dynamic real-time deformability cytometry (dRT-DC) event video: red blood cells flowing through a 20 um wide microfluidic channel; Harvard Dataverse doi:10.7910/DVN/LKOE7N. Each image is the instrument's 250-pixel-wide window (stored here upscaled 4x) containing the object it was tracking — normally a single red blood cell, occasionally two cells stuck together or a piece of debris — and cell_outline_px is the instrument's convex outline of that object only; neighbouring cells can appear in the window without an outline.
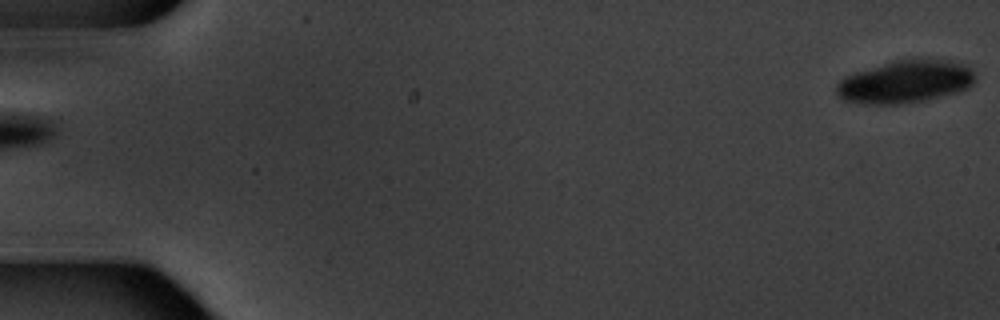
{"species": "common noctule bat (a hibernating species)", "species_latin": "Nyctalus noctula", "temperature_condition": "warm", "stored_images_in_passage": 2, "segment_of_instrument_passage": [2, 2], "camera_frame_rate_fps": 3000, "um_per_image_px": 0.085, "animal": {"sex": "male", "body_mass_g": 20.1, "forearm_length_mm": 53.5}, "frame": {"image": 1, "passage_image": 2, "time_ms": 1.333, "image_size_px": [1000, 320], "cell_outline_px": [[976, 80], [968, 88], [960, 92], [928, 100], [900, 104], [864, 104], [844, 100], [836, 92], [836, 84], [844, 76], [856, 72], [896, 60], [948, 60], [964, 64], [976, 76]], "centroid_in_image_um": [76.97, 6.97], "position_along_channel_um": 8.0, "area_um2": 34.33}}